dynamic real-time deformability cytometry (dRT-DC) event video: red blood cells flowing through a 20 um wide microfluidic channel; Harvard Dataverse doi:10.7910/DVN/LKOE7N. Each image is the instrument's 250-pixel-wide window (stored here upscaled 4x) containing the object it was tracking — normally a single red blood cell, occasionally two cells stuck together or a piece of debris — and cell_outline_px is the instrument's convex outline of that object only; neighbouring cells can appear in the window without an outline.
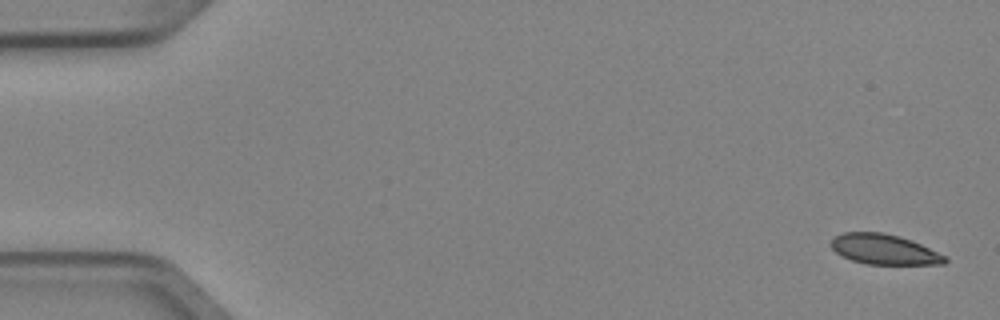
{"species": "Egyptian fruit bat (a non-hibernating species)", "species_latin": "Rousettus aegyptiacus", "temperature_condition": "cold", "stored_images_in_passage": 5, "camera_frame_rate_fps": 3000, "um_per_image_px": 0.085, "animal": {"sex": "female"}, "frame": {"image": 1, "passage_image": 1, "time_ms": 0.0, "image_size_px": [1000, 320], "cell_outline_px": [[948, 260], [944, 264], [868, 264], [852, 260], [836, 252], [832, 248], [832, 240], [836, 236], [844, 232], [884, 232], [900, 236], [912, 240], [948, 256]], "centroid_in_image_um": [75.22, 21.19], "position_along_channel_um": 9.8, "area_um2": 20.0}}
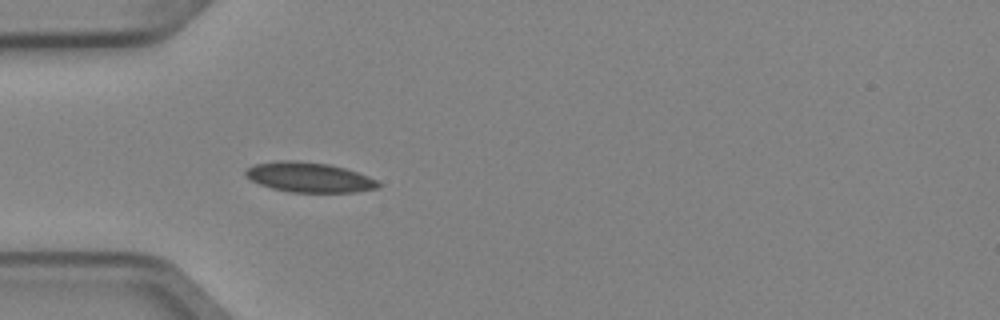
{"frame": {"image": 2, "passage_image": 5, "time_ms": 1.333, "image_size_px": [1000, 320], "cell_outline_px": [[380, 188], [356, 192], [292, 192], [272, 188], [260, 184], [244, 176], [244, 172], [248, 168], [256, 164], [276, 160], [296, 160], [328, 164], [344, 168], [368, 176], [376, 180], [380, 184]], "centroid_in_image_um": [26.27, 15.07], "position_along_channel_um": 58.7, "area_um2": 23.06}}